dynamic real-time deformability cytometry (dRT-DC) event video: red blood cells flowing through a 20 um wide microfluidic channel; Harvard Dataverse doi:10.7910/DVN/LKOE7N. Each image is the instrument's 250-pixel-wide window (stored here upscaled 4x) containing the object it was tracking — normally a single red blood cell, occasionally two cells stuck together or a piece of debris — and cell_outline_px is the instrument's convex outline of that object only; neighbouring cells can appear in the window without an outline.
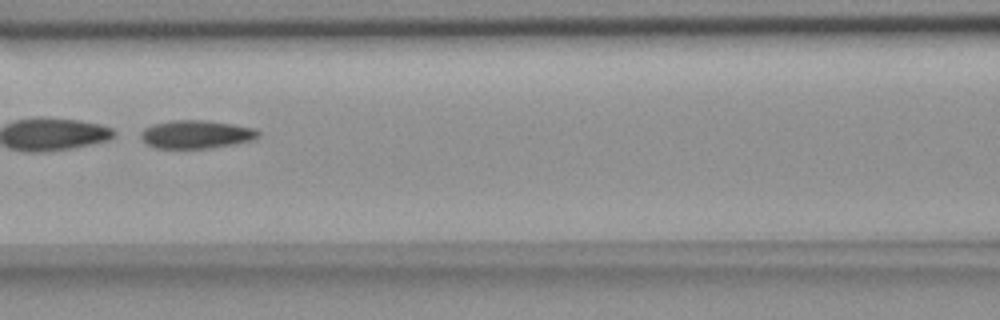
{"species": "common noctule bat (a hibernating species)", "species_latin": "Nyctalus noctula", "temperature_condition": "room temperature", "stored_images_in_passage": 10, "camera_frame_rate_fps": 3000, "um_per_image_px": 0.085, "animal": {"sex": "female", "body_mass_g": 18.4}, "frame": {"image": 1, "passage_image": 4, "time_ms": 3.667, "image_size_px": [1000, 320], "cell_outline_px": [[260, 136], [256, 140], [208, 148], [156, 148], [144, 144], [140, 136], [140, 132], [144, 128], [152, 124], [172, 120], [208, 120], [256, 128], [260, 132]], "centroid_in_image_um": [16.67, 11.41], "position_along_channel_um": 149.9, "area_um2": 19.59}}
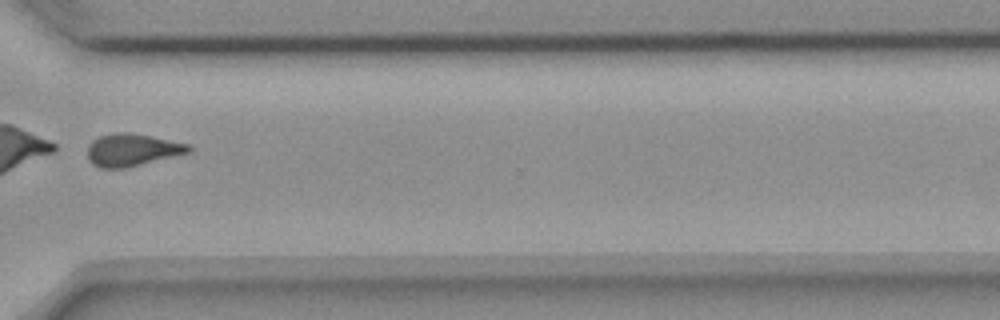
{"frame": {"image": 2, "passage_image": 9, "time_ms": 9.333, "image_size_px": [1000, 320], "cell_outline_px": [[192, 152], [124, 168], [100, 168], [92, 164], [88, 160], [88, 144], [92, 140], [100, 136], [116, 132], [124, 132], [148, 136], [192, 144]], "centroid_in_image_um": [11.24, 12.75], "position_along_channel_um": 359.4, "area_um2": 19.07}}